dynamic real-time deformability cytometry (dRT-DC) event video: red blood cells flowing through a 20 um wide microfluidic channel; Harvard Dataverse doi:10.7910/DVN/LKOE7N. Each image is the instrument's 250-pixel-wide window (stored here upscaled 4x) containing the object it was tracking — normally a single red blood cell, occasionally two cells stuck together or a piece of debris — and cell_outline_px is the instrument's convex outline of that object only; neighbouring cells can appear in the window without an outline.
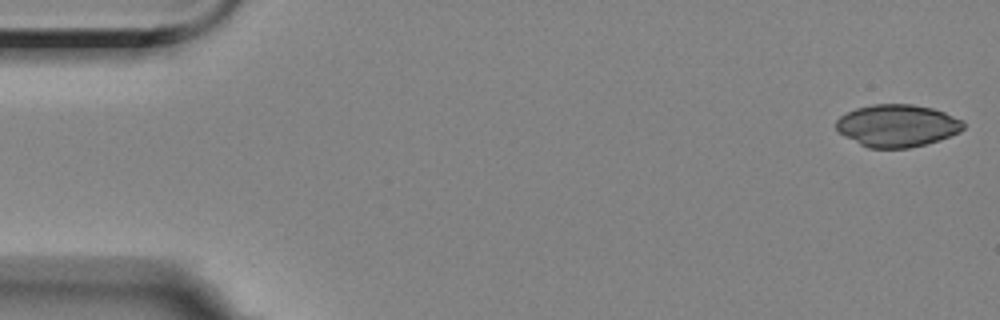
{"species": "Egyptian fruit bat (a non-hibernating species)", "species_latin": "Rousettus aegyptiacus", "temperature_condition": "room temperature", "stored_images_in_passage": 54, "camera_frame_rate_fps": 3000, "um_per_image_px": 0.085, "animal": {"sex": "female"}, "frame": {"image": 1, "passage_image": 1, "time_ms": 0.0, "image_size_px": [1000, 320], "cell_outline_px": [[964, 128], [960, 132], [940, 140], [908, 148], [868, 148], [836, 132], [836, 120], [840, 116], [856, 108], [872, 104], [912, 104], [932, 108], [944, 112], [960, 120], [964, 124]], "centroid_in_image_um": [76.23, 10.68], "position_along_channel_um": 8.8, "area_um2": 31.39}}
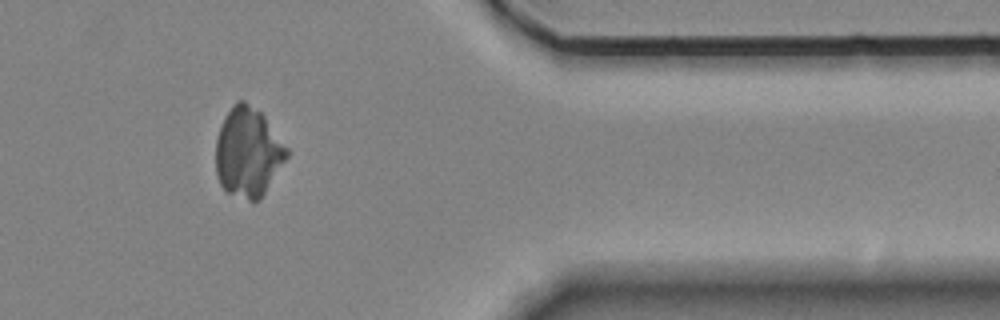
{"frame": {"image": 2, "passage_image": 46, "time_ms": 15.0, "image_size_px": [1000, 320], "cell_outline_px": [[288, 156], [260, 200], [252, 204], [228, 192], [220, 184], [216, 172], [216, 140], [224, 116], [236, 100], [244, 100], [260, 112], [264, 116], [288, 148]], "centroid_in_image_um": [21.08, 12.97], "position_along_channel_um": 390.3, "area_um2": 37.05}}